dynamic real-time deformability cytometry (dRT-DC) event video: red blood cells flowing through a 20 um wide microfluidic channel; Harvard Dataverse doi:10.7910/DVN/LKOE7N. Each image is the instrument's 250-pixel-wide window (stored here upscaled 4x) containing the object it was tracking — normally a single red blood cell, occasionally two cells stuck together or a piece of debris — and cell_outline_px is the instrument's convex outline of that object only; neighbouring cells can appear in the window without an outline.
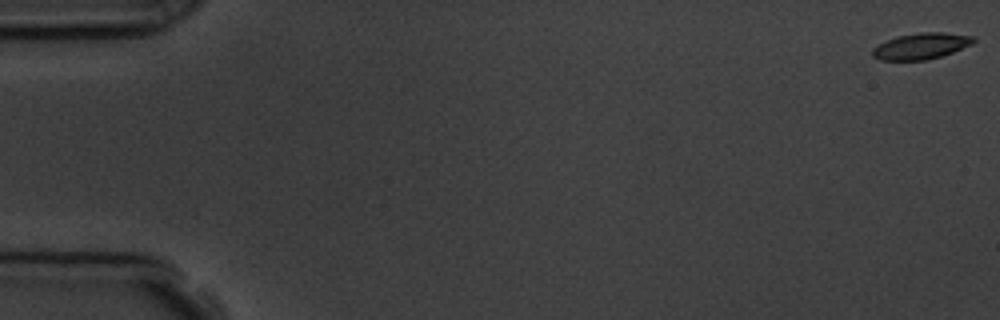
{"species": "common noctule bat (a hibernating species)", "species_latin": "Nyctalus noctula", "temperature_condition": "room temperature", "stored_images_in_passage": 5, "camera_frame_rate_fps": 3000, "um_per_image_px": 0.085, "animal": {"sex": "male", "body_mass_g": 19.5, "forearm_length_mm": 54.6}, "frame": {"image": 1, "passage_image": 1, "time_ms": 0.0, "image_size_px": [1000, 320], "cell_outline_px": [[976, 40], [972, 44], [952, 52], [940, 56], [924, 60], [880, 60], [872, 56], [872, 48], [896, 36], [920, 32], [944, 32], [972, 36]], "centroid_in_image_um": [78.28, 3.91], "position_along_channel_um": 6.7, "area_um2": 15.26}}